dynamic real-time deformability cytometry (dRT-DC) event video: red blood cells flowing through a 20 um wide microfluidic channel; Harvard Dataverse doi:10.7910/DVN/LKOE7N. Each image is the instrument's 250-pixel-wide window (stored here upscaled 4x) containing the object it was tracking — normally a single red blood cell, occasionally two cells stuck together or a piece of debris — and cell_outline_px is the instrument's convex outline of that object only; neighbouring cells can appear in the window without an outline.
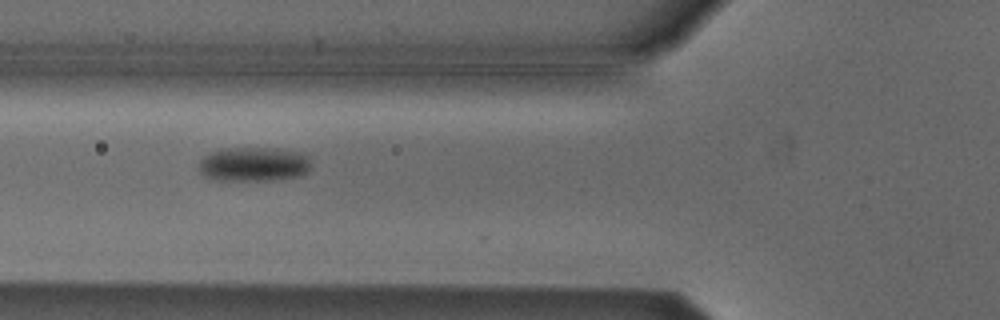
{"species": "Egyptian fruit bat (a non-hibernating species)", "species_latin": "Rousettus aegyptiacus", "temperature_condition": "cold", "stored_images_in_passage": 7, "camera_frame_rate_fps": 3000, "um_per_image_px": 0.085, "animal": {"sex": "male"}, "frame": {"image": 1, "passage_image": 5, "time_ms": 1.333, "image_size_px": [1000, 320], "cell_outline_px": [[312, 164], [308, 172], [300, 176], [272, 180], [216, 180], [204, 176], [200, 172], [200, 160], [208, 152], [224, 148], [276, 148], [300, 152], [308, 156]], "centroid_in_image_um": [21.59, 13.95], "position_along_channel_um": 104.2, "area_um2": 22.72}}
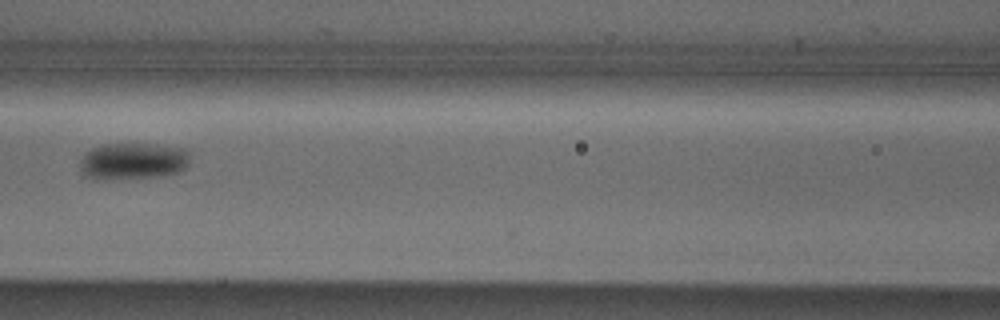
{"frame": {"image": 2, "passage_image": 6, "time_ms": 1.667, "image_size_px": [1000, 320], "cell_outline_px": [[188, 164], [180, 172], [160, 176], [108, 180], [96, 180], [84, 176], [80, 168], [80, 160], [88, 148], [104, 144], [156, 144], [184, 148], [188, 152]], "centroid_in_image_um": [11.25, 13.7], "position_along_channel_um": 155.4, "area_um2": 23.99}}
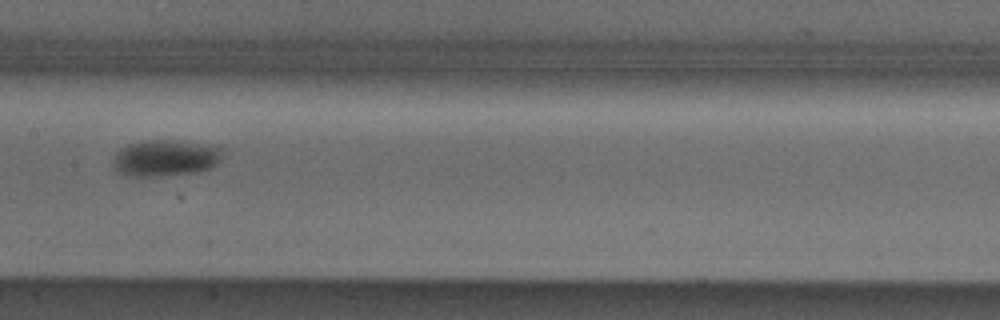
{"frame": {"image": 3, "passage_image": 7, "time_ms": 2.0, "image_size_px": [1000, 320], "cell_outline_px": [[224, 148], [220, 160], [216, 164], [208, 168], [196, 172], [160, 176], [136, 176], [120, 172], [112, 164], [116, 152], [120, 148], [128, 144], [144, 140], [172, 140], [216, 144]], "centroid_in_image_um": [14.11, 13.39], "position_along_channel_um": 193.3, "area_um2": 23.41}}